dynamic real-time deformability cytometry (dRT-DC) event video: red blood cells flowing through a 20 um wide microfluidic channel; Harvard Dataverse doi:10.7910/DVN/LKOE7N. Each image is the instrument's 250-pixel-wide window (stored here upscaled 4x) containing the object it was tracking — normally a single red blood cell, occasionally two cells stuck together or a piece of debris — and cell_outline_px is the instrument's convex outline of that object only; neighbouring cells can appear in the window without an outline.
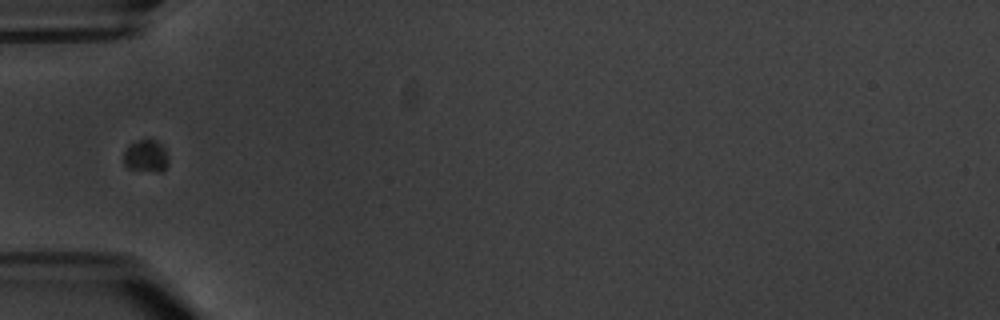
{"species": "common noctule bat (a hibernating species)", "species_latin": "Nyctalus noctula", "temperature_condition": "warm", "stored_images_in_passage": 9, "camera_frame_rate_fps": 3000, "um_per_image_px": 0.085, "animal": {"sex": "male", "body_mass_g": 20.1, "forearm_length_mm": 53.5}, "frame": {"image": 1, "passage_image": 6, "time_ms": 6.0, "image_size_px": [1000, 320], "cell_outline_px": [[240, 296], [228, 304], [220, 304], [180, 272], [176, 260], [200, 260], [224, 272], [232, 280]], "centroid_in_image_um": [17.82, 23.82], "position_along_channel_um": 67.2, "area_um2": 10.69}}